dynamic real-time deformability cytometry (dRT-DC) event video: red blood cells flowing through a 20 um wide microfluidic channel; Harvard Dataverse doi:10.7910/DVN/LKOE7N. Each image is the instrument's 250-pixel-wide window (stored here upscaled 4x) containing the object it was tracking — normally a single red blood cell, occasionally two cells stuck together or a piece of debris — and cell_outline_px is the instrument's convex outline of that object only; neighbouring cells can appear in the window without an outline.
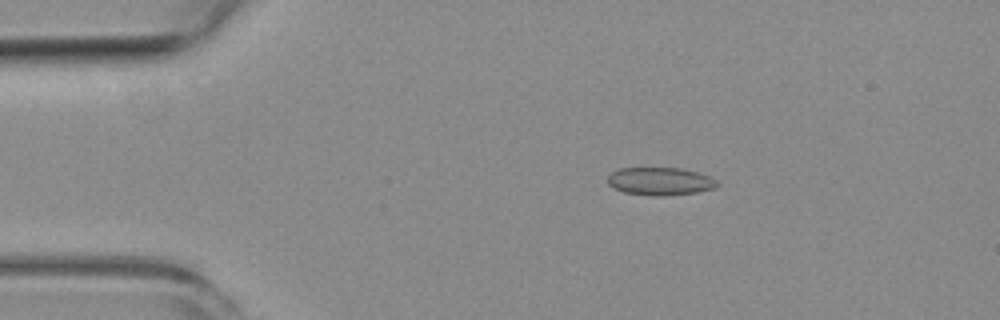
{"species": "common noctule bat (a hibernating species)", "species_latin": "Nyctalus noctula", "temperature_condition": "room temperature", "stored_images_in_passage": 3, "camera_frame_rate_fps": 3000, "um_per_image_px": 0.085, "animal": {"sex": "female", "body_mass_g": 19.3, "forearm_length_mm": 54.1}, "frame": {"image": 1, "passage_image": 2, "time_ms": 1.333, "image_size_px": [1000, 320], "cell_outline_px": [[720, 184], [716, 188], [696, 192], [664, 196], [652, 196], [624, 192], [612, 188], [608, 184], [608, 176], [612, 172], [620, 168], [680, 168], [712, 176]], "centroid_in_image_um": [56.13, 15.41], "position_along_channel_um": 28.9, "area_um2": 17.92}}